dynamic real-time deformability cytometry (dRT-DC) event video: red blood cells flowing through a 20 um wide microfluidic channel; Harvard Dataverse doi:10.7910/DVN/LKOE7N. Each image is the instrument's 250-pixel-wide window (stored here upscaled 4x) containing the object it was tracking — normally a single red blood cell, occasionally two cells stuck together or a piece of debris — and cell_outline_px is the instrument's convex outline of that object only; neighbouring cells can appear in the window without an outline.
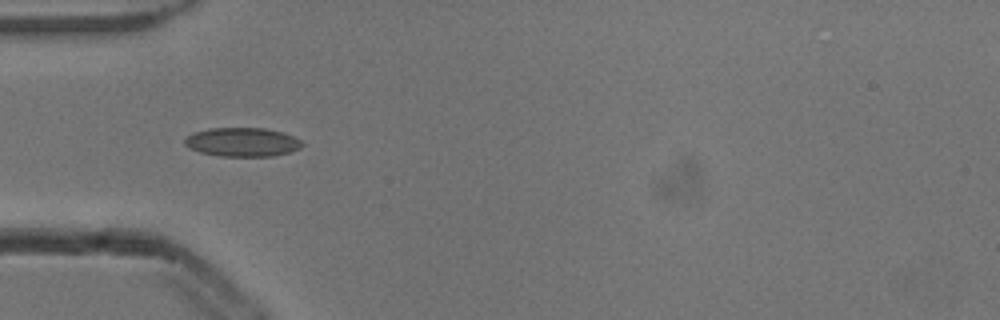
{"species": "common noctule bat (a hibernating species)", "species_latin": "Nyctalus noctula", "temperature_condition": "cold", "stored_images_in_passage": 6, "camera_frame_rate_fps": 3000, "um_per_image_px": 0.085, "animal": {"sex": "male", "body_mass_g": 13.3}, "frame": {"image": 1, "passage_image": 4, "time_ms": 1.0, "image_size_px": [1000, 320], "cell_outline_px": [[304, 144], [300, 148], [288, 152], [272, 156], [220, 156], [200, 152], [188, 148], [184, 144], [184, 140], [188, 136], [196, 132], [208, 128], [264, 128], [284, 132], [300, 140]], "centroid_in_image_um": [20.59, 12.07], "position_along_channel_um": 64.4, "area_um2": 19.71}}
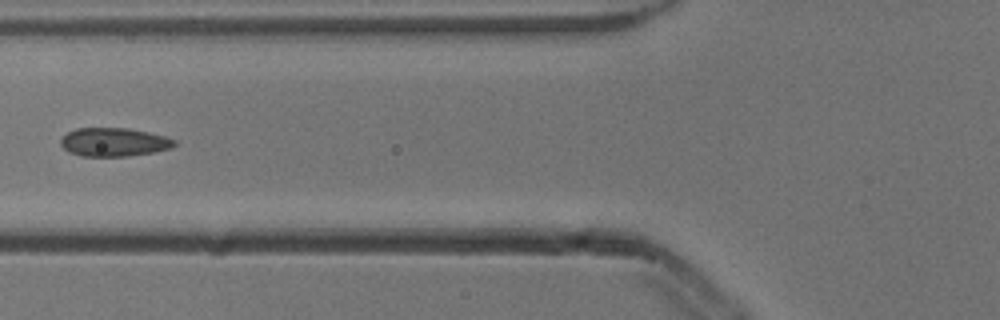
{"frame": {"image": 2, "passage_image": 5, "time_ms": 1.333, "image_size_px": [1000, 320], "cell_outline_px": [[176, 144], [172, 148], [156, 152], [128, 156], [80, 156], [68, 152], [60, 144], [60, 140], [68, 132], [76, 128], [128, 128], [148, 132], [164, 136], [176, 140]], "centroid_in_image_um": [9.69, 12.08], "position_along_channel_um": 116.1, "area_um2": 19.02}}
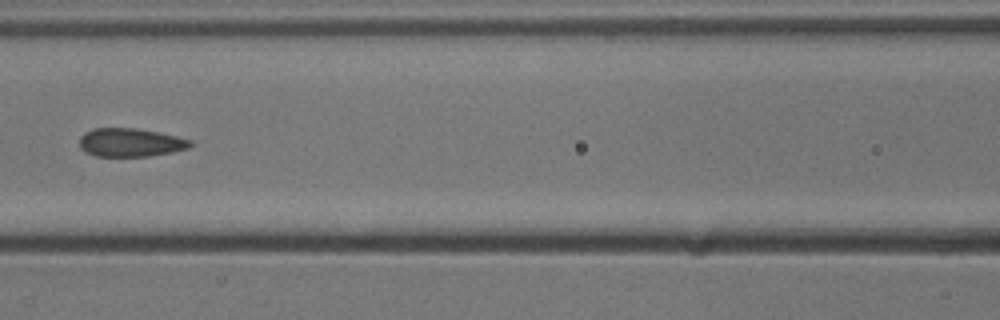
{"frame": {"image": 3, "passage_image": 6, "time_ms": 1.667, "image_size_px": [1000, 320], "cell_outline_px": [[196, 144], [188, 148], [172, 152], [148, 156], [96, 156], [84, 152], [80, 148], [80, 136], [84, 132], [92, 128], [136, 128], [160, 132], [192, 140]], "centroid_in_image_um": [11.1, 12.1], "position_along_channel_um": 155.5, "area_um2": 18.61}}